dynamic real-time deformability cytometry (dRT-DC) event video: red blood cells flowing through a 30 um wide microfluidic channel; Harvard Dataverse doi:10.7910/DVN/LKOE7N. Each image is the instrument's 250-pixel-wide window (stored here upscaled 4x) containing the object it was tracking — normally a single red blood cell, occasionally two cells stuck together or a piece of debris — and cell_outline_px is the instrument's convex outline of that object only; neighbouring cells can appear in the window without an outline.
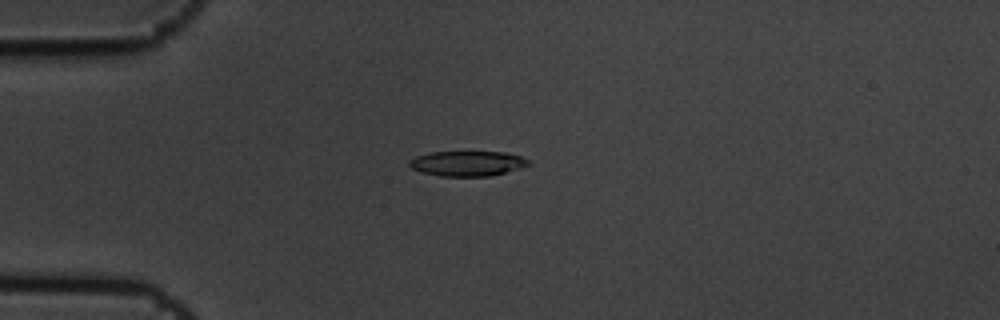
{"species": "common noctule bat (a hibernating species)", "species_latin": "Nyctalus noctula", "temperature_condition": "cold", "stored_images_in_passage": 8, "camera_frame_rate_fps": 3000, "um_per_image_px": 0.085, "animal": {"sex": "male", "body_mass_g": 19.5, "forearm_length_mm": 54.6}, "frame": {"image": 1, "passage_image": 2, "time_ms": 0.333, "image_size_px": [1000, 320], "cell_outline_px": [[532, 164], [504, 172], [488, 176], [440, 176], [424, 172], [412, 168], [408, 164], [408, 160], [416, 156], [432, 152], [504, 152], [520, 156], [528, 160]], "centroid_in_image_um": [39.71, 13.89], "position_along_channel_um": 45.3, "area_um2": 17.17}}
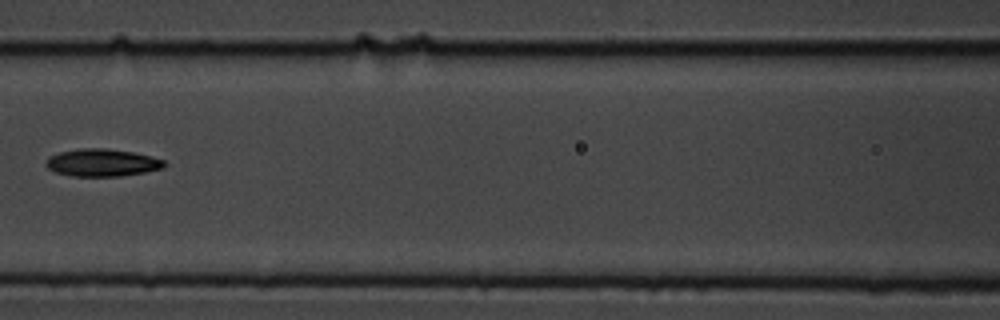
{"frame": {"image": 2, "passage_image": 5, "time_ms": 1.333, "image_size_px": [1000, 320], "cell_outline_px": [[168, 164], [164, 168], [144, 172], [120, 176], [72, 176], [56, 172], [48, 168], [44, 164], [48, 156], [60, 152], [80, 148], [104, 148], [132, 152], [164, 160]], "centroid_in_image_um": [8.66, 13.82], "position_along_channel_um": 157.9, "area_um2": 18.9}}
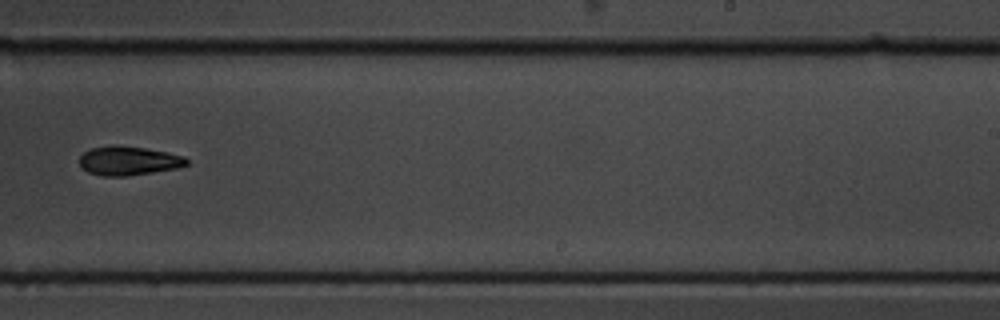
{"frame": {"image": 3, "passage_image": 8, "time_ms": 2.333, "image_size_px": [1000, 320], "cell_outline_px": [[188, 164], [176, 168], [152, 172], [124, 176], [100, 176], [88, 172], [80, 164], [80, 156], [84, 152], [92, 148], [112, 144], [116, 144], [144, 148], [168, 152], [184, 156], [188, 160]], "centroid_in_image_um": [10.92, 13.65], "position_along_channel_um": 278.1, "area_um2": 18.09}}